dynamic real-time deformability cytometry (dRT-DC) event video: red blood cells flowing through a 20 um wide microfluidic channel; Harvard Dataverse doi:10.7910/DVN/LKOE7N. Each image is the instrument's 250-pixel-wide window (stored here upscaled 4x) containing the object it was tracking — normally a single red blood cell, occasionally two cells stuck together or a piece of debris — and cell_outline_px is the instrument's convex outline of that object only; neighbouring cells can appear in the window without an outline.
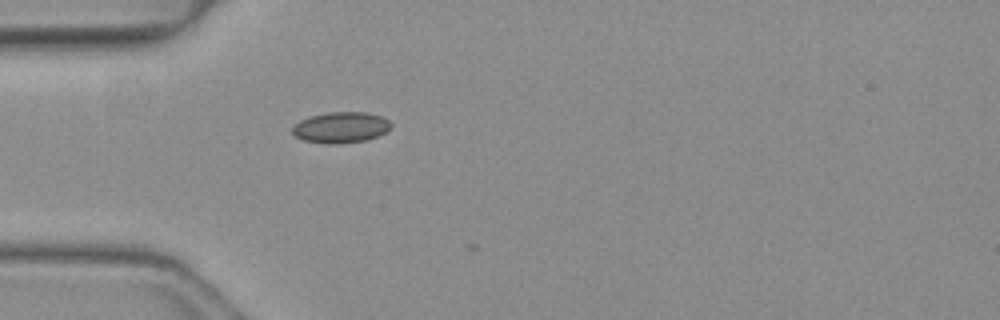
{"species": "common noctule bat (a hibernating species)", "species_latin": "Nyctalus noctula", "temperature_condition": "warm", "stored_images_in_passage": 4, "camera_frame_rate_fps": 3000, "um_per_image_px": 0.085, "animal": {"sex": "female", "body_mass_g": 19.3, "forearm_length_mm": 54.1}, "frame": {"image": 1, "passage_image": 3, "time_ms": 0.667, "image_size_px": [1000, 320], "cell_outline_px": [[392, 124], [384, 132], [376, 136], [364, 140], [340, 144], [328, 144], [304, 140], [296, 136], [292, 132], [292, 128], [300, 120], [308, 116], [328, 112], [368, 112], [380, 116], [388, 120]], "centroid_in_image_um": [28.94, 10.82], "position_along_channel_um": 56.1, "area_um2": 17.63}}